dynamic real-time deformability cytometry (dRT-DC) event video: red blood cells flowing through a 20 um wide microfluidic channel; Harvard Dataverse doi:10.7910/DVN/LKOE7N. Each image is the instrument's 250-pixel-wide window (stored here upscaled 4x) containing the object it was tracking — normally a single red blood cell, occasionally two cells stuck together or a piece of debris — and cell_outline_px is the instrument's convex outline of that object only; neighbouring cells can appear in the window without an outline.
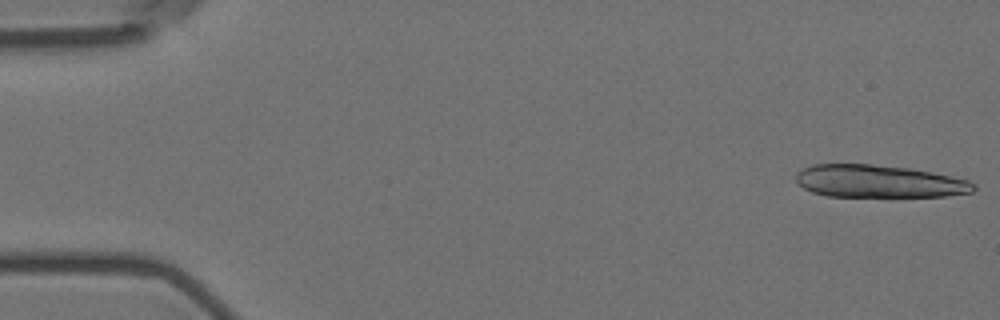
{"species": "Egyptian fruit bat (a non-hibernating species)", "species_latin": "Rousettus aegyptiacus", "temperature_condition": "room temperature", "stored_images_in_passage": 15, "camera_frame_rate_fps": 3000, "um_per_image_px": 0.085, "animal": {"sex": "female"}, "frame": {"image": 1, "passage_image": 1, "time_ms": 0.0, "image_size_px": [1000, 320], "cell_outline_px": [[976, 188], [972, 192], [944, 196], [828, 196], [812, 192], [804, 188], [796, 180], [796, 172], [812, 164], [872, 164], [908, 168], [932, 172], [968, 180], [976, 184]], "centroid_in_image_um": [74.7, 15.41], "position_along_channel_um": 10.3, "area_um2": 33.58}}